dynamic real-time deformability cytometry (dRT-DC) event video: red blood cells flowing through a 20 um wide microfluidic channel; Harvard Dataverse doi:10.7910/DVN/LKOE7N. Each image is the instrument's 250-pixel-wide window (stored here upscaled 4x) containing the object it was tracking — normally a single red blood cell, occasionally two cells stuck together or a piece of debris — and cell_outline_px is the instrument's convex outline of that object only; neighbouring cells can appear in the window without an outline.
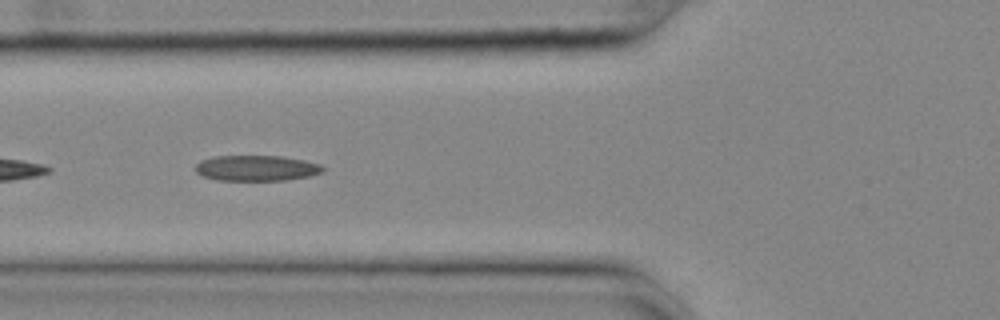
{"species": "common noctule bat (a hibernating species)", "species_latin": "Nyctalus noctula", "temperature_condition": "cold", "stored_images_in_passage": 37, "segment_of_instrument_passage": [2, 2], "camera_frame_rate_fps": 3000, "um_per_image_px": 0.085, "animal": {"sex": "female", "body_mass_g": 25.1}, "frame": {"image": 1, "passage_image": 17, "time_ms": 5.333, "image_size_px": [1000, 320], "cell_outline_px": [[324, 172], [308, 176], [288, 180], [216, 180], [204, 176], [196, 172], [196, 164], [200, 160], [212, 156], [280, 156], [304, 160], [320, 164], [324, 168]], "centroid_in_image_um": [21.8, 14.28], "position_along_channel_um": 104.0, "area_um2": 19.02}}
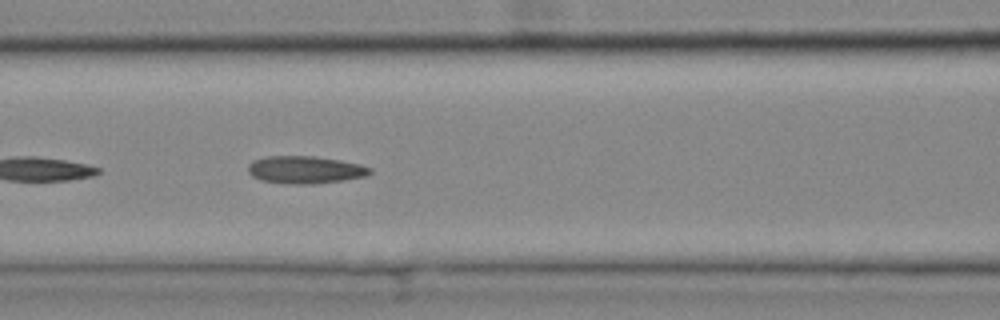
{"frame": {"image": 2, "passage_image": 20, "time_ms": 6.333, "image_size_px": [1000, 320], "cell_outline_px": [[372, 172], [364, 176], [344, 180], [312, 184], [292, 184], [260, 180], [252, 176], [248, 172], [248, 164], [252, 160], [268, 156], [312, 156], [340, 160], [360, 164], [372, 168]], "centroid_in_image_um": [25.92, 14.43], "position_along_channel_um": 140.7, "area_um2": 19.54}}